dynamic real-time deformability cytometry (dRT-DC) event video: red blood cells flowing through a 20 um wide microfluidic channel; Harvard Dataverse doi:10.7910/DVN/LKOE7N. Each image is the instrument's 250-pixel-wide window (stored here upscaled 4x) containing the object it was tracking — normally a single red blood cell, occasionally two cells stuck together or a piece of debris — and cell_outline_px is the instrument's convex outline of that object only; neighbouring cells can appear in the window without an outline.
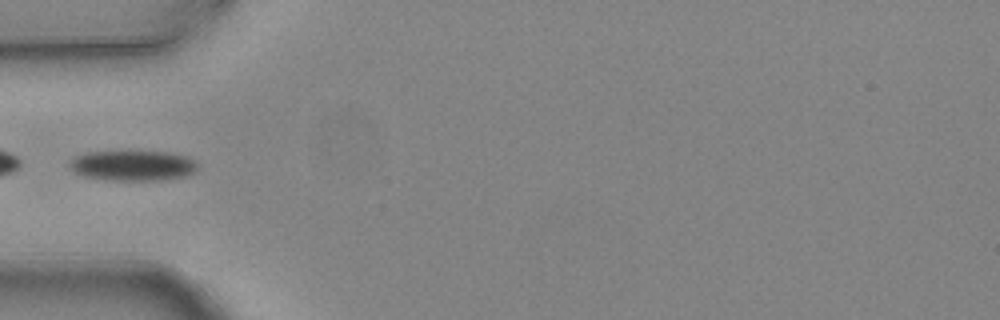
{"species": "common noctule bat (a hibernating species)", "species_latin": "Nyctalus noctula", "temperature_condition": "warm", "stored_images_in_passage": 4, "camera_frame_rate_fps": 3000, "um_per_image_px": 0.085, "animal": {"sex": "female", "body_mass_g": 24.6, "forearm_length_mm": 56.2}, "frame": {"image": 1, "passage_image": 3, "time_ms": 0.667, "image_size_px": [1000, 320], "cell_outline_px": [[196, 168], [188, 176], [160, 180], [108, 180], [84, 176], [72, 172], [68, 168], [68, 164], [76, 156], [88, 152], [168, 152], [188, 156], [196, 164]], "centroid_in_image_um": [11.25, 14.08], "position_along_channel_um": 73.7, "area_um2": 22.48}}
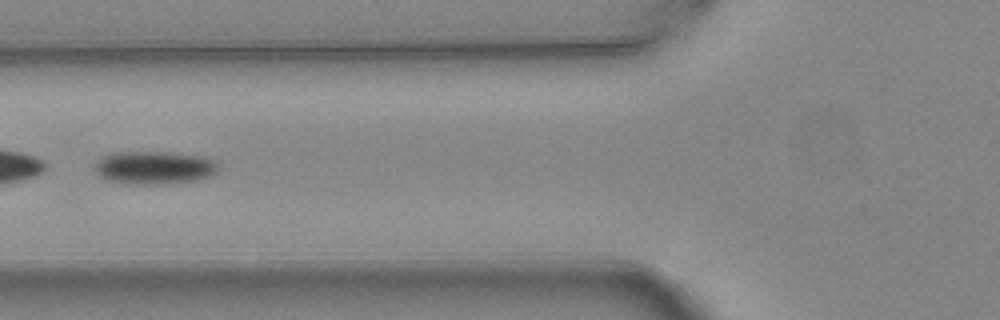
{"frame": {"image": 2, "passage_image": 4, "time_ms": 1.0, "image_size_px": [1000, 320], "cell_outline_px": [[220, 168], [212, 176], [196, 180], [168, 184], [136, 184], [108, 180], [100, 176], [92, 168], [96, 160], [112, 152], [168, 152], [200, 156], [216, 160], [220, 164]], "centroid_in_image_um": [13.13, 14.24], "position_along_channel_um": 112.7, "area_um2": 24.1}}